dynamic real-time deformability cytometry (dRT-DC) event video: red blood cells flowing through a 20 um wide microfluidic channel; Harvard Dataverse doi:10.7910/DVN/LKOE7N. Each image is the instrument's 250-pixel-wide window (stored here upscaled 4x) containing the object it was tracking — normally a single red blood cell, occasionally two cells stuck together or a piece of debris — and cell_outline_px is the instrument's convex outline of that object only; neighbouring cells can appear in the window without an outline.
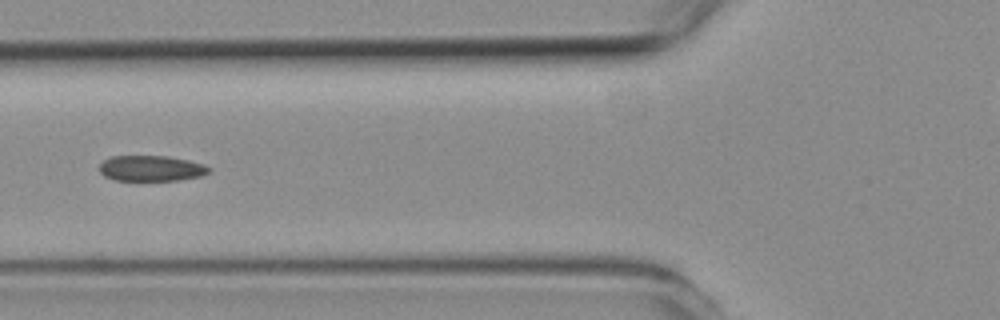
{"species": "common noctule bat (a hibernating species)", "species_latin": "Nyctalus noctula", "temperature_condition": "room temperature", "stored_images_in_passage": 5, "camera_frame_rate_fps": 3000, "um_per_image_px": 0.085, "animal": {"sex": "female", "body_mass_g": 19.3, "forearm_length_mm": 54.1}, "frame": {"image": 1, "passage_image": 5, "time_ms": 4.333, "image_size_px": [1000, 320], "cell_outline_px": [[212, 168], [208, 172], [200, 176], [180, 180], [116, 180], [104, 176], [100, 172], [100, 164], [104, 160], [112, 156], [168, 156], [188, 160], [204, 164]], "centroid_in_image_um": [12.86, 14.3], "position_along_channel_um": 112.9, "area_um2": 16.3}}